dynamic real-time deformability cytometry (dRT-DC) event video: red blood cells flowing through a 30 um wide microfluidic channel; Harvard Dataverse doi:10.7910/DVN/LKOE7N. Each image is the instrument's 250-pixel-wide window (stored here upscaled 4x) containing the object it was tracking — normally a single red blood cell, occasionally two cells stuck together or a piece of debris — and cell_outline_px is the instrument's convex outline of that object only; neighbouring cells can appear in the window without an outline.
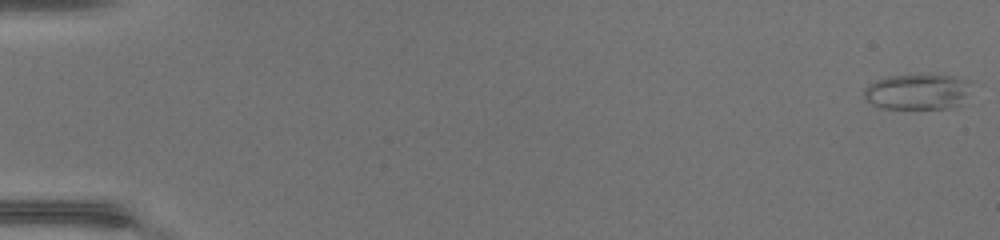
{"species": "common noctule bat (a hibernating species)", "species_latin": "Nyctalus noctula", "temperature_condition": "warm", "stored_images_in_passage": 48, "camera_frame_rate_fps": 3000, "um_per_image_px": 0.085, "animal": {"sex": "female", "body_mass_g": 17.0, "forearm_length_mm": 48.0}, "frame": {"image": 1, "passage_image": 1, "time_ms": 0.0, "image_size_px": [1000, 240], "cell_outline_px": [[968, 80], [964, 96], [960, 104], [948, 108], [880, 108], [872, 104], [864, 96], [864, 88], [868, 84], [876, 80], [888, 76], [928, 72], [956, 76]], "centroid_in_image_um": [77.92, 7.75], "position_along_channel_um": 7.1, "area_um2": 22.48}}
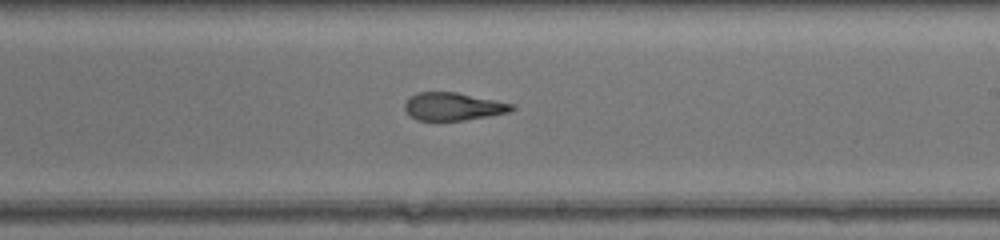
{"frame": {"image": 2, "passage_image": 30, "time_ms": 9.667, "image_size_px": [1000, 240], "cell_outline_px": [[516, 108], [508, 112], [488, 116], [464, 120], [416, 120], [404, 108], [404, 104], [412, 96], [420, 92], [456, 92], [512, 104]], "centroid_in_image_um": [38.51, 9.05], "position_along_channel_um": 250.5, "area_um2": 16.94}}
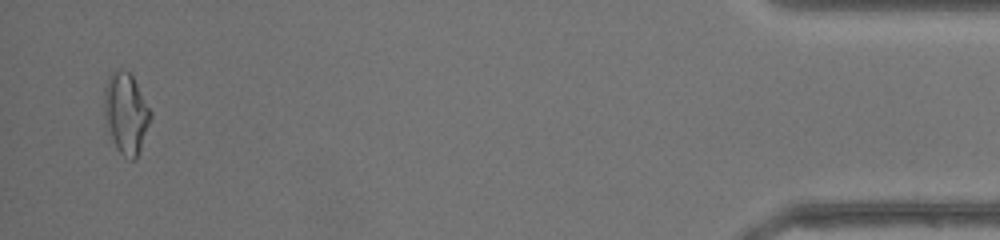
{"frame": {"image": 3, "passage_image": 47, "time_ms": 15.333, "image_size_px": [1000, 240], "cell_outline_px": [[152, 116], [136, 160], [132, 160], [124, 156], [116, 148], [104, 124], [104, 88], [108, 76], [112, 72], [128, 72], [132, 76], [152, 112]], "centroid_in_image_um": [10.69, 9.67], "position_along_channel_um": 424.5, "area_um2": 21.73}, "authors_computed_cell_mechanics": {"area_um2": 19.6231, "velocity_mm_per_s": 4.4673, "shape_relaxation_time_tau1_ms": null, "shape_relaxation_time_tau2_ms": 1.514, "deformation_change_tau1": null, "deformation_change_tau2": 0.1026}}